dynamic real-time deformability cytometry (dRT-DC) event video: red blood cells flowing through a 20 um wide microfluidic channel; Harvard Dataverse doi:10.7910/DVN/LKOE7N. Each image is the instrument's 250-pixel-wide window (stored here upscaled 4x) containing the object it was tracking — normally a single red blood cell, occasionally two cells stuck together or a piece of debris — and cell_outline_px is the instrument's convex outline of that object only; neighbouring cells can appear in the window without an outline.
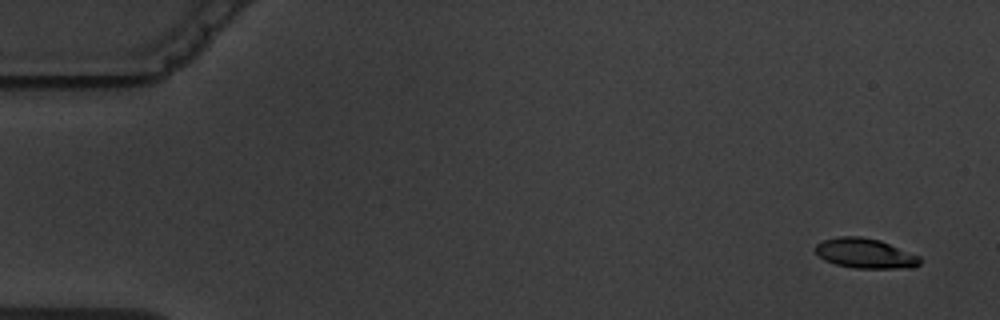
{"species": "common noctule bat (a hibernating species)", "species_latin": "Nyctalus noctula", "temperature_condition": "warm", "stored_images_in_passage": 5, "camera_frame_rate_fps": 3000, "um_per_image_px": 0.085, "animal": {"sex": "male", "body_mass_g": 19.5, "forearm_length_mm": 54.6}, "frame": {"image": 1, "passage_image": 1, "time_ms": 0.0, "image_size_px": [1000, 320], "cell_outline_px": [[920, 264], [912, 268], [856, 268], [836, 264], [824, 260], [816, 252], [816, 244], [824, 240], [840, 236], [860, 236], [880, 240], [920, 256]], "centroid_in_image_um": [73.56, 21.53], "position_along_channel_um": 11.4, "area_um2": 18.09}}
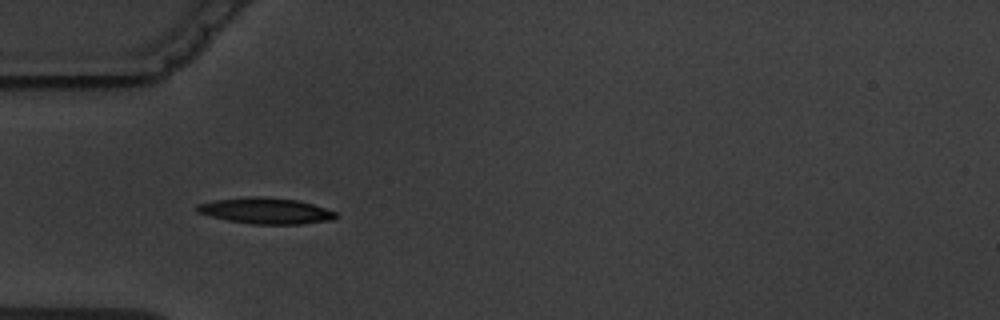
{"frame": {"image": 2, "passage_image": 4, "time_ms": 5.0, "image_size_px": [1000, 320], "cell_outline_px": [[336, 216], [332, 220], [300, 224], [252, 224], [228, 220], [196, 212], [196, 204], [216, 200], [248, 196], [256, 196], [296, 200], [312, 204], [336, 212]], "centroid_in_image_um": [22.56, 17.92], "position_along_channel_um": 62.4, "area_um2": 20.81}}